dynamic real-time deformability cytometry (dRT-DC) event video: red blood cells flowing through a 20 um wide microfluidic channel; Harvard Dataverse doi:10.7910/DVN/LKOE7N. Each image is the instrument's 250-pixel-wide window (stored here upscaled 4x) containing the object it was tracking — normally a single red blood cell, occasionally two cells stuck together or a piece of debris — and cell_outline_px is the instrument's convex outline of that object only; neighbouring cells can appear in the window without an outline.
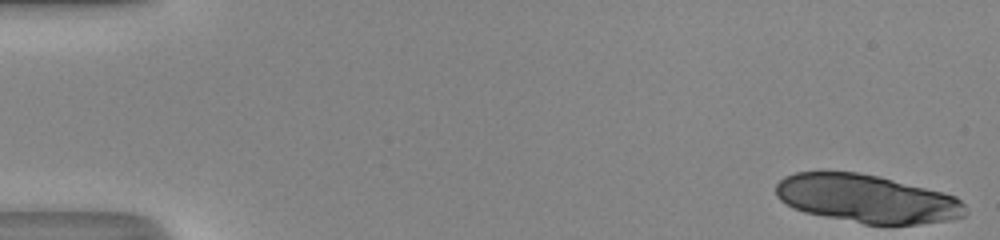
{"species": "human", "species_latin": "Homo sapiens", "temperature_condition": "room temperature", "stored_images_in_passage": 16, "camera_frame_rate_fps": 3000, "um_per_image_px": 0.085, "donor": {"sex": "male"}, "frame": {"image": 1, "passage_image": 1, "time_ms": 0.0, "image_size_px": [1000, 240], "cell_outline_px": [[968, 212], [964, 216], [952, 220], [920, 224], [864, 224], [804, 212], [792, 208], [780, 200], [776, 196], [776, 184], [784, 176], [796, 172], [856, 172], [880, 176], [944, 192], [956, 196], [964, 204]], "centroid_in_image_um": [73.7, 16.89], "position_along_channel_um": 11.3, "area_um2": 53.47}}